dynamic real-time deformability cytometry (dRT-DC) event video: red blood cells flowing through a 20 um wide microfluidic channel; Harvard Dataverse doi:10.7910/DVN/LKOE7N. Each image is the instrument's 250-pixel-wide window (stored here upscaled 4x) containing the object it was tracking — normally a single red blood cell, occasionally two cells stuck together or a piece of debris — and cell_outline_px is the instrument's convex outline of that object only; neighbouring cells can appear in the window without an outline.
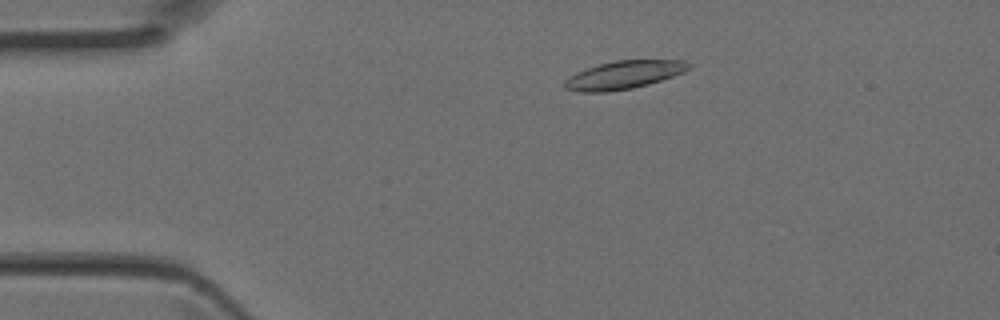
{"species": "Egyptian fruit bat (a non-hibernating species)", "species_latin": "Rousettus aegyptiacus", "temperature_condition": "room temperature", "stored_images_in_passage": 19, "camera_frame_rate_fps": 3000, "um_per_image_px": 0.085, "animal": {"sex": "female"}, "frame": {"image": 1, "passage_image": 8, "time_ms": 2.333, "image_size_px": [1000, 320], "cell_outline_px": [[692, 68], [684, 72], [648, 84], [632, 88], [608, 92], [580, 92], [564, 88], [564, 80], [576, 72], [600, 64], [616, 60], [684, 60], [692, 64]], "centroid_in_image_um": [53.04, 6.36], "position_along_channel_um": 32.0, "area_um2": 20.29}}
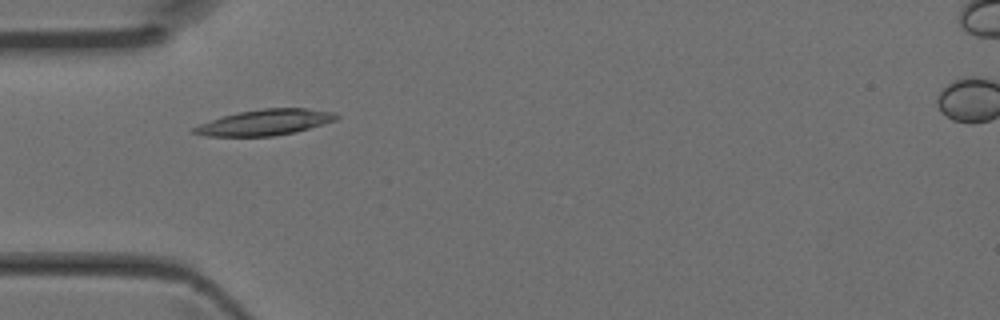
{"frame": {"image": 2, "passage_image": 13, "time_ms": 4.0, "image_size_px": [1000, 320], "cell_outline_px": [[340, 116], [336, 120], [324, 124], [296, 132], [272, 136], [204, 136], [192, 132], [192, 128], [200, 124], [224, 116], [240, 112], [264, 108], [304, 108], [336, 112]], "centroid_in_image_um": [22.58, 10.4], "position_along_channel_um": 62.4, "area_um2": 21.27}}
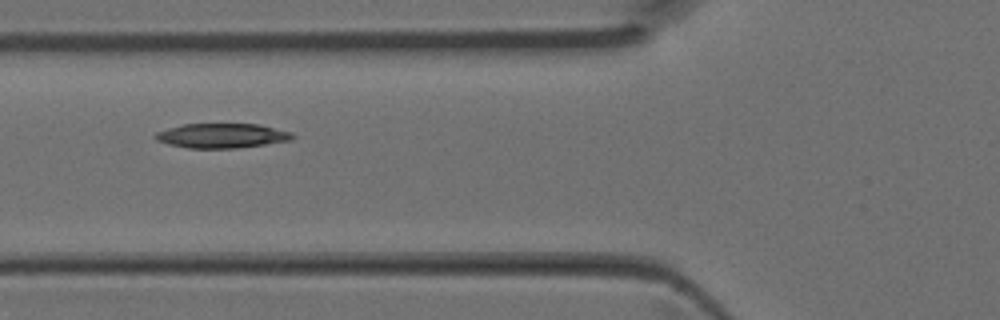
{"frame": {"image": 3, "passage_image": 16, "time_ms": 5.0, "image_size_px": [1000, 320], "cell_outline_px": [[296, 136], [292, 140], [236, 148], [188, 148], [168, 144], [156, 140], [152, 136], [156, 132], [168, 128], [184, 124], [260, 124], [292, 132]], "centroid_in_image_um": [18.86, 11.53], "position_along_channel_um": 106.9, "area_um2": 19.71}}